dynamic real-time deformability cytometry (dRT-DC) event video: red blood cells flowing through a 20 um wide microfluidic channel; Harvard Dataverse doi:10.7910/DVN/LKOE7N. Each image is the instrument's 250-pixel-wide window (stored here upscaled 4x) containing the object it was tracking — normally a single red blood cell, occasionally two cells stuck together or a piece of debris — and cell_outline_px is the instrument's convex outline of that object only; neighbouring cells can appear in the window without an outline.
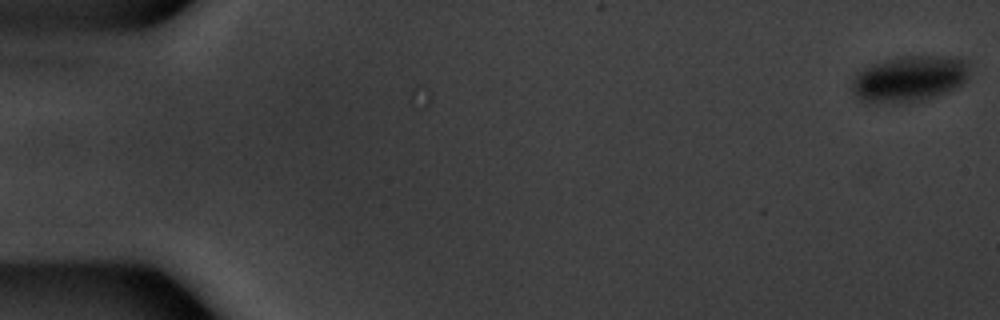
{"species": "common noctule bat (a hibernating species)", "species_latin": "Nyctalus noctula", "temperature_condition": "warm", "stored_images_in_passage": 54, "camera_frame_rate_fps": 3000, "um_per_image_px": 0.085, "animal": {"sex": "male", "body_mass_g": 20.1, "forearm_length_mm": 53.5}, "frame": {"image": 1, "passage_image": 1, "time_ms": 0.0, "image_size_px": [1000, 320], "cell_outline_px": [[968, 80], [964, 84], [948, 92], [928, 100], [908, 104], [888, 104], [860, 100], [852, 92], [852, 80], [864, 68], [872, 64], [888, 60], [908, 56], [932, 56], [968, 60]], "centroid_in_image_um": [77.33, 6.75], "position_along_channel_um": 7.7, "area_um2": 31.79}}
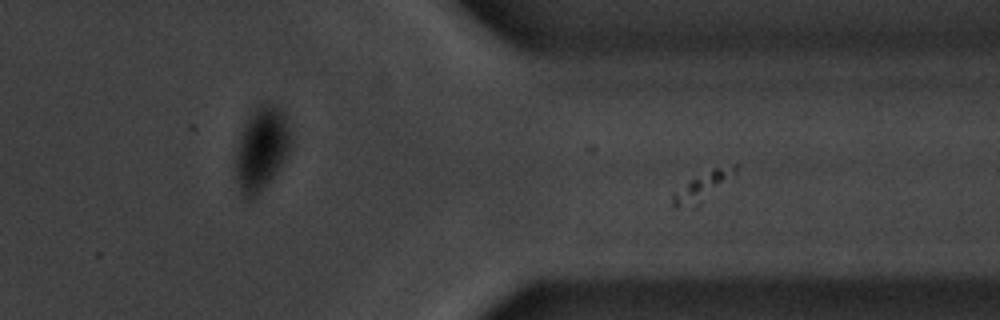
{"frame": {"image": 2, "passage_image": 45, "time_ms": 14.667, "image_size_px": [1000, 320], "cell_outline_px": [[292, 148], [288, 156], [280, 168], [260, 192], [252, 200], [244, 200], [240, 192], [236, 180], [236, 152], [240, 132], [244, 124], [256, 108], [260, 104], [268, 100], [280, 108], [284, 116], [292, 136]], "centroid_in_image_um": [22.24, 12.66], "position_along_channel_um": 389.2, "area_um2": 27.34}}
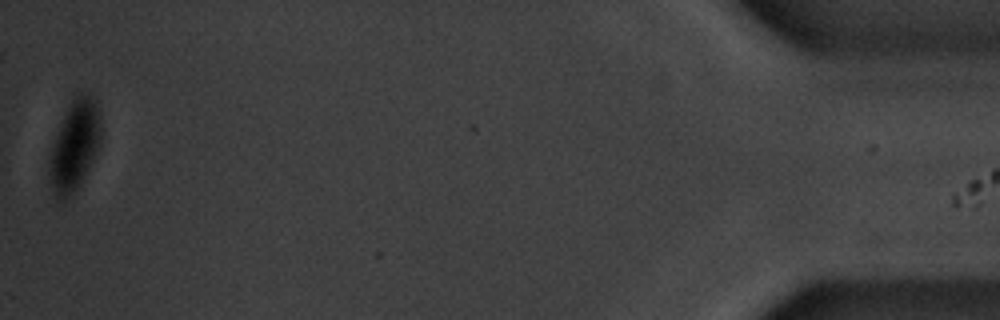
{"frame": {"image": 3, "passage_image": 54, "time_ms": 17.667, "image_size_px": [1000, 320], "cell_outline_px": [[100, 140], [92, 160], [80, 180], [72, 192], [64, 200], [56, 200], [52, 192], [48, 172], [48, 164], [52, 148], [64, 112], [76, 92], [88, 92], [92, 96], [96, 104], [100, 120]], "centroid_in_image_um": [6.3, 12.32], "position_along_channel_um": 428.9, "area_um2": 26.53}}